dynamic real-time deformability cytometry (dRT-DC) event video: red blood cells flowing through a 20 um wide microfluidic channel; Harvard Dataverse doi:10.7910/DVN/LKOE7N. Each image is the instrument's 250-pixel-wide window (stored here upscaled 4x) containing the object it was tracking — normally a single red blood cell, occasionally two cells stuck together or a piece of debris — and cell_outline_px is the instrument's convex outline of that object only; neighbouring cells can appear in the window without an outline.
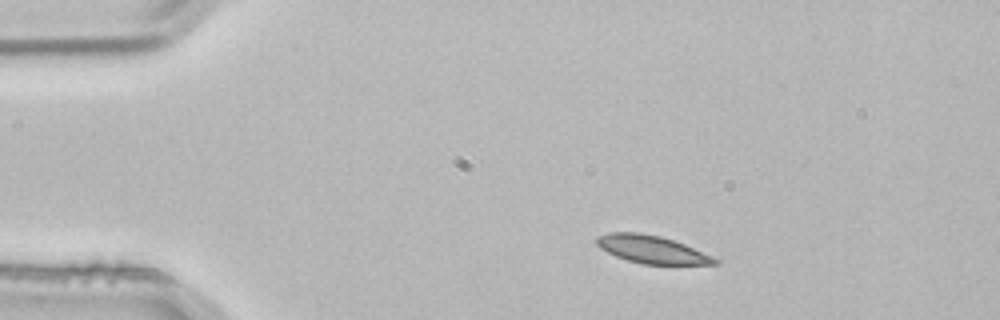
{"species": "common noctule bat (a hibernating species)", "species_latin": "Nyctalus noctula", "temperature_condition": "room temperature", "stored_images_in_passage": 2, "camera_frame_rate_fps": 3000, "um_per_image_px": 0.085, "animal": {"sex": "male", "body_mass_g": 21.5, "forearm_length_mm": 52.0}, "frame": {"image": 1, "passage_image": 1, "time_ms": 0.0, "image_size_px": [1000, 320], "cell_outline_px": [[720, 264], [640, 264], [616, 256], [600, 248], [596, 244], [596, 236], [608, 232], [640, 232], [660, 236], [684, 244], [712, 256], [720, 260]], "centroid_in_image_um": [55.38, 21.19], "position_along_channel_um": 29.6, "area_um2": 19.07}}